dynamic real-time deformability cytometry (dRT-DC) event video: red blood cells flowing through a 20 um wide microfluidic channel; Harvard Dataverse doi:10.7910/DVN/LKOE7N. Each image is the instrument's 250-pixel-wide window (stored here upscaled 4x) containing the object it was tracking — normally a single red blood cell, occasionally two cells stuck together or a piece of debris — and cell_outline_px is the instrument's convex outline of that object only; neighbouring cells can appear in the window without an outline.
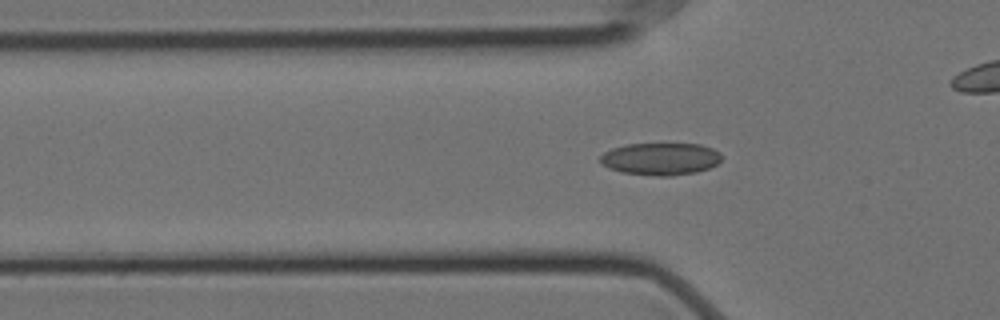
{"species": "Egyptian fruit bat (a non-hibernating species)", "species_latin": "Rousettus aegyptiacus", "temperature_condition": "cold", "stored_images_in_passage": 57, "camera_frame_rate_fps": 3000, "um_per_image_px": 0.085, "animal": {"sex": "female"}, "frame": {"image": 1, "passage_image": 17, "time_ms": 5.333, "image_size_px": [1000, 320], "cell_outline_px": [[720, 160], [716, 164], [708, 168], [696, 172], [672, 176], [652, 176], [620, 172], [608, 168], [600, 164], [600, 156], [604, 152], [612, 148], [628, 144], [700, 144], [712, 148], [720, 152]], "centroid_in_image_um": [56.11, 13.51], "position_along_channel_um": 69.7, "area_um2": 22.95}}
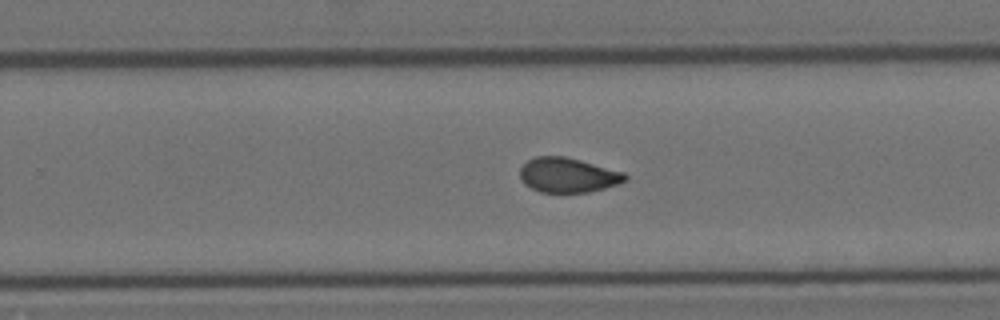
{"frame": {"image": 2, "passage_image": 35, "time_ms": 11.333, "image_size_px": [1000, 320], "cell_outline_px": [[628, 180], [604, 188], [588, 192], [540, 192], [524, 184], [520, 176], [520, 168], [528, 160], [536, 156], [564, 156], [580, 160], [624, 172], [628, 176]], "centroid_in_image_um": [48.27, 14.88], "position_along_channel_um": 281.5, "area_um2": 21.15}}
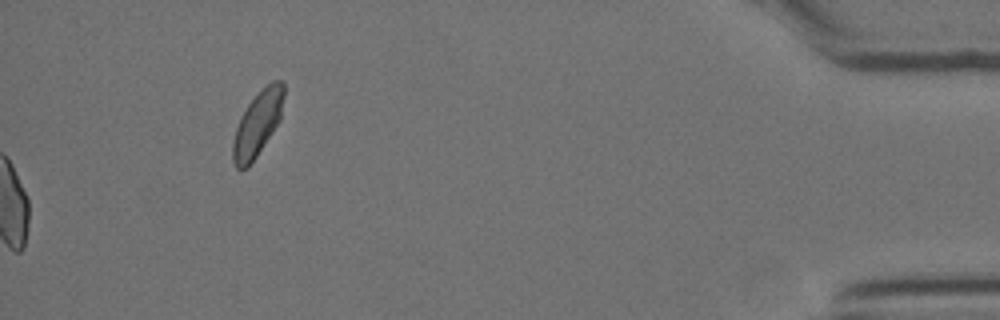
{"frame": {"image": 3, "passage_image": 57, "time_ms": 18.667, "image_size_px": [1000, 320], "cell_outline_px": [[284, 96], [280, 120], [248, 168], [240, 172], [236, 168], [232, 160], [232, 144], [236, 128], [240, 116], [248, 104], [272, 80], [284, 80]], "centroid_in_image_um": [21.87, 10.55], "position_along_channel_um": 413.3, "area_um2": 19.19}, "authors_computed_cell_mechanics": {"area_um2": 21.7328, "velocity_mm_per_s": 3.5211, "shape_relaxation_time_tau1_ms": null, "shape_relaxation_time_tau2_ms": 2.635, "deformation_change_tau1": null, "deformation_change_tau2": 0.0566}}